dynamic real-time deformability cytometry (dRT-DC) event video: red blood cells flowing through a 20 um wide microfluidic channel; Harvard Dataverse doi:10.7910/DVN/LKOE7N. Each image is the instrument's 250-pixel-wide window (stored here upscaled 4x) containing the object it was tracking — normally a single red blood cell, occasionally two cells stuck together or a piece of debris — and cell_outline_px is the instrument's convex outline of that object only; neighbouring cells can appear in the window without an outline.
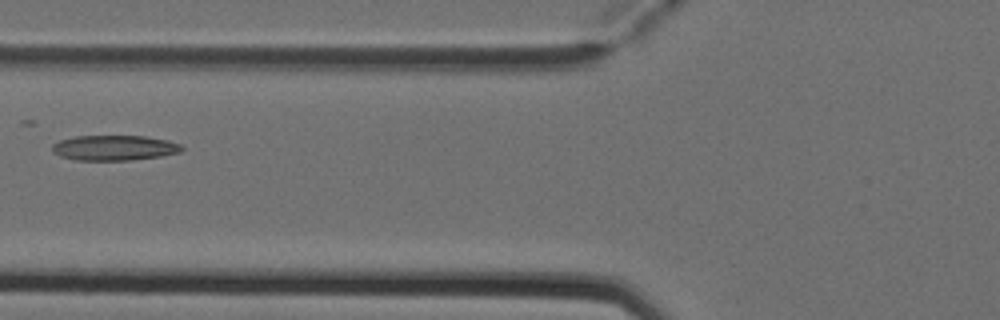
{"species": "Egyptian fruit bat (a non-hibernating species)", "species_latin": "Rousettus aegyptiacus", "temperature_condition": "cold", "stored_images_in_passage": 8, "camera_frame_rate_fps": 3000, "um_per_image_px": 0.085, "animal": {"sex": "female"}, "frame": {"image": 1, "passage_image": 7, "time_ms": 2.0, "image_size_px": [1000, 320], "cell_outline_px": [[184, 148], [180, 152], [160, 156], [132, 160], [76, 160], [60, 156], [52, 152], [52, 144], [60, 140], [76, 136], [144, 136], [168, 140], [180, 144]], "centroid_in_image_um": [9.7, 12.56], "position_along_channel_um": 116.1, "area_um2": 19.02}}
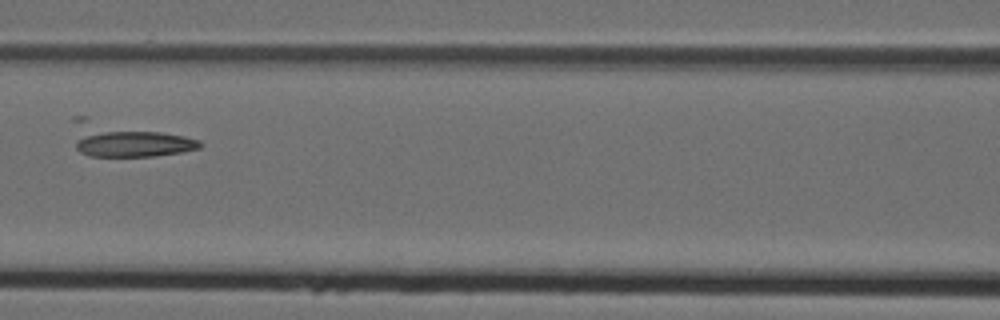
{"frame": {"image": 2, "passage_image": 8, "time_ms": 2.333, "image_size_px": [1000, 320], "cell_outline_px": [[204, 144], [200, 148], [184, 152], [156, 156], [88, 156], [80, 152], [76, 148], [72, 120], [72, 116], [88, 116], [184, 136], [200, 140]], "centroid_in_image_um": [10.74, 11.85], "position_along_channel_um": 155.9, "area_um2": 25.61}}